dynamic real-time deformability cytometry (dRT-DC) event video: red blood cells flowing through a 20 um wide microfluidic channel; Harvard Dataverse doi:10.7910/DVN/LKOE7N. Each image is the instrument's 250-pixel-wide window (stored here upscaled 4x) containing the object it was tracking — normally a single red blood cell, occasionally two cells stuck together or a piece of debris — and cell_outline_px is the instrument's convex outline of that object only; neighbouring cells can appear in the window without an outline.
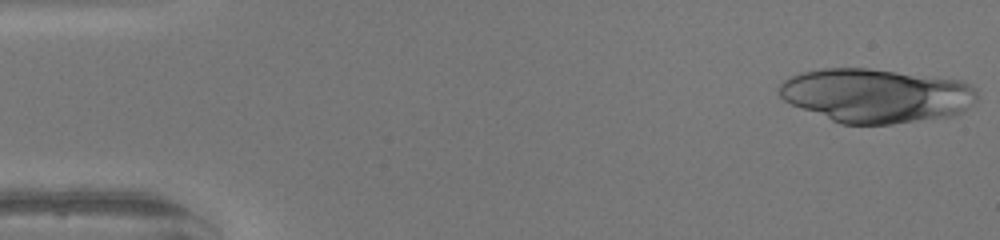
{"species": "human", "species_latin": "Homo sapiens", "temperature_condition": "warm", "stored_images_in_passage": 47, "camera_frame_rate_fps": 3000, "um_per_image_px": 0.085, "donor": {"sex": "female"}, "frame": {"image": 1, "passage_image": 1, "time_ms": 0.0, "image_size_px": [1000, 240], "cell_outline_px": [[976, 100], [964, 112], [956, 116], [892, 124], [840, 124], [792, 104], [784, 100], [780, 96], [780, 84], [784, 80], [792, 76], [804, 72], [820, 68], [868, 68], [964, 80], [972, 84], [976, 88]], "centroid_in_image_um": [74.54, 8.12], "position_along_channel_um": 10.5, "area_um2": 62.6}}